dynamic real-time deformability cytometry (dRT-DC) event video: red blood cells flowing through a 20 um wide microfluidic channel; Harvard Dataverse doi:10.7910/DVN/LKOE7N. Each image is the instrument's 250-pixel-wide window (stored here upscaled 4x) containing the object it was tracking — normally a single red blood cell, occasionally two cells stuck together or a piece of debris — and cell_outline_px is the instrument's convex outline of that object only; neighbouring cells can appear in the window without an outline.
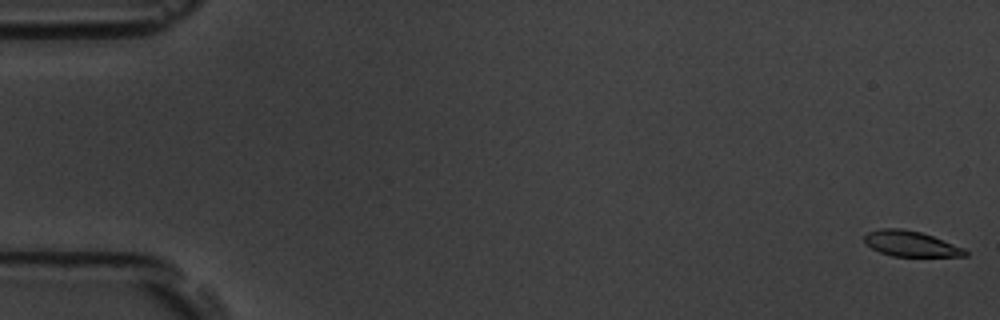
{"species": "common noctule bat (a hibernating species)", "species_latin": "Nyctalus noctula", "temperature_condition": "room temperature", "stored_images_in_passage": 58, "camera_frame_rate_fps": 3000, "um_per_image_px": 0.085, "animal": {"sex": "male", "body_mass_g": 19.5, "forearm_length_mm": 54.6}, "frame": {"image": 1, "passage_image": 1, "time_ms": 0.0, "image_size_px": [1000, 320], "cell_outline_px": [[968, 256], [892, 256], [880, 252], [872, 248], [864, 240], [864, 236], [868, 232], [880, 228], [900, 228], [920, 232], [932, 236], [964, 248], [968, 252]], "centroid_in_image_um": [77.41, 20.71], "position_along_channel_um": 7.6, "area_um2": 14.8}}
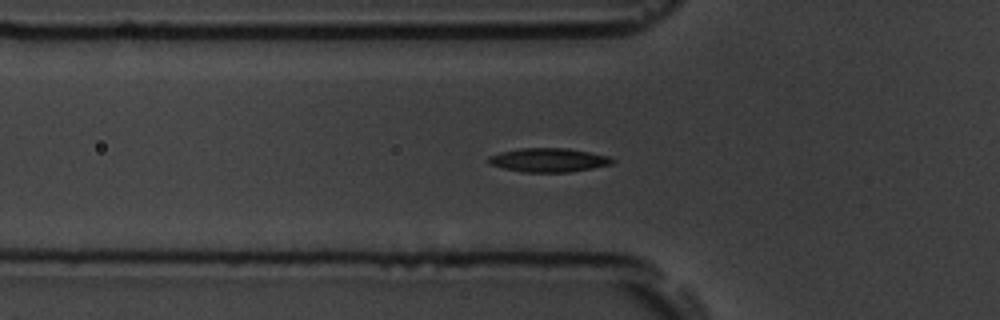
{"frame": {"image": 2, "passage_image": 20, "time_ms": 6.333, "image_size_px": [1000, 320], "cell_outline_px": [[616, 160], [612, 164], [592, 168], [568, 172], [524, 172], [504, 168], [488, 164], [488, 156], [500, 152], [520, 148], [568, 148], [608, 156]], "centroid_in_image_um": [46.61, 13.6], "position_along_channel_um": 79.2, "area_um2": 17.17}}
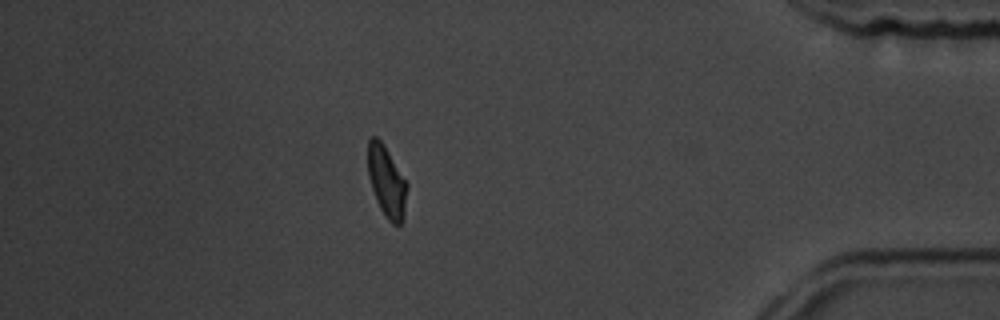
{"frame": {"image": 3, "passage_image": 51, "time_ms": 16.667, "image_size_px": [1000, 320], "cell_outline_px": [[408, 188], [404, 212], [400, 224], [392, 224], [384, 216], [376, 200], [368, 176], [368, 140], [372, 136], [376, 136], [384, 144], [408, 184]], "centroid_in_image_um": [32.86, 15.42], "position_along_channel_um": 402.3, "area_um2": 16.18}, "authors_computed_cell_mechanics": {"area_um2": 16.3863, "velocity_mm_per_s": 3.5403, "shape_relaxation_time_tau1_ms": 3.7437, "shape_relaxation_time_tau2_ms": 4.2579, "deformation_change_tau1": 0.135, "deformation_change_tau2": 0.0975}}